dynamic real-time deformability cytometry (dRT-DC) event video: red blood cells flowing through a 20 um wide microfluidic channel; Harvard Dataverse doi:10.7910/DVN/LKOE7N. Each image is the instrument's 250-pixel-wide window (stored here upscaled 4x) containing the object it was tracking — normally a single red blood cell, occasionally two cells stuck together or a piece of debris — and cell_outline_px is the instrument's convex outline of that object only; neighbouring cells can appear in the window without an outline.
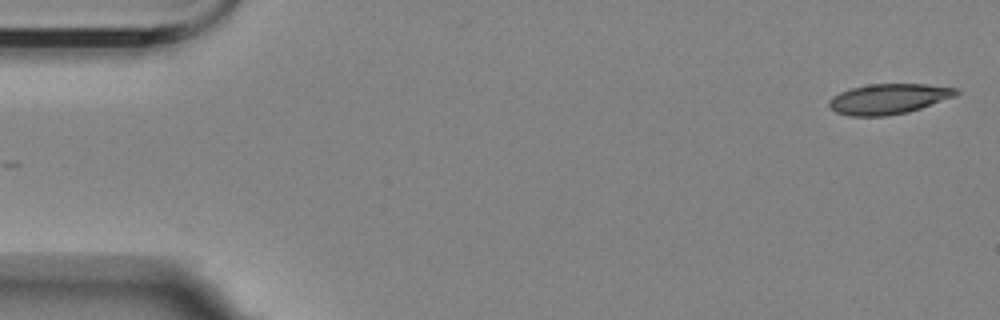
{"species": "Egyptian fruit bat (a non-hibernating species)", "species_latin": "Rousettus aegyptiacus", "temperature_condition": "room temperature", "stored_images_in_passage": 3, "camera_frame_rate_fps": 3000, "um_per_image_px": 0.085, "animal": {"sex": "female"}, "frame": {"image": 1, "passage_image": 1, "time_ms": 0.0, "image_size_px": [1000, 320], "cell_outline_px": [[960, 92], [956, 96], [908, 112], [888, 116], [848, 116], [836, 112], [828, 104], [828, 100], [832, 96], [840, 92], [852, 88], [868, 84], [924, 84], [956, 88]], "centroid_in_image_um": [75.51, 8.41], "position_along_channel_um": 9.5, "area_um2": 22.43}}